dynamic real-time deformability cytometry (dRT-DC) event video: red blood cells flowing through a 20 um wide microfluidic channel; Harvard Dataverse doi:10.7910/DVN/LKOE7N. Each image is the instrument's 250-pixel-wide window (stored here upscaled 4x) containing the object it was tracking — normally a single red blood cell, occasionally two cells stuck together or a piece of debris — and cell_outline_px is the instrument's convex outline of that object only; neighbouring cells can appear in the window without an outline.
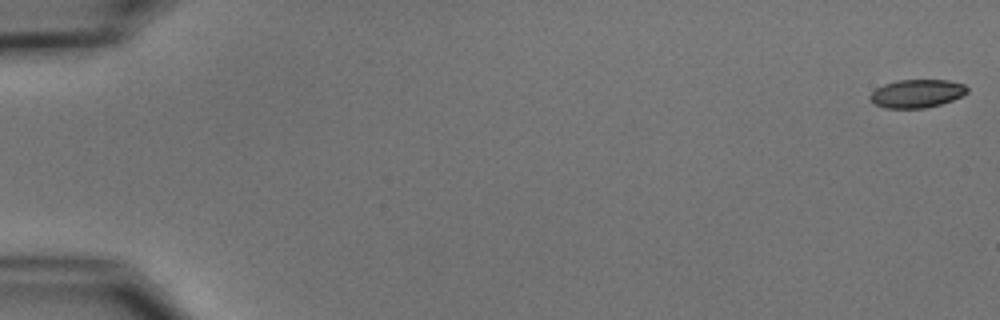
{"species": "common noctule bat (a hibernating species)", "species_latin": "Nyctalus noctula", "temperature_condition": "cold", "stored_images_in_passage": 55, "camera_frame_rate_fps": 3000, "um_per_image_px": 0.085, "animal": {"sex": "male", "body_mass_g": 15.6}, "frame": {"image": 1, "passage_image": 1, "time_ms": 0.0, "image_size_px": [1000, 320], "cell_outline_px": [[968, 92], [952, 100], [940, 104], [924, 108], [884, 108], [876, 104], [868, 96], [876, 88], [884, 84], [896, 80], [948, 80], [964, 84], [968, 88]], "centroid_in_image_um": [77.93, 7.94], "position_along_channel_um": 7.1, "area_um2": 15.9}}
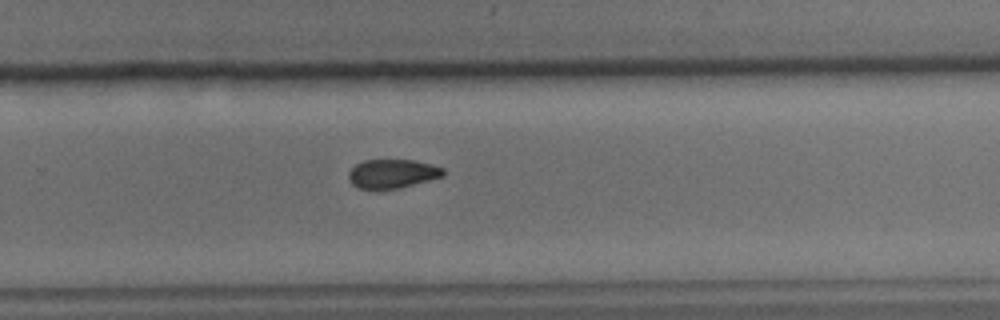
{"frame": {"image": 2, "passage_image": 37, "time_ms": 12.0, "image_size_px": [1000, 320], "cell_outline_px": [[444, 176], [400, 188], [380, 192], [376, 192], [356, 188], [348, 180], [348, 172], [356, 164], [364, 160], [412, 160], [444, 168]], "centroid_in_image_um": [33.27, 14.82], "position_along_channel_um": 296.5, "area_um2": 16.47}}
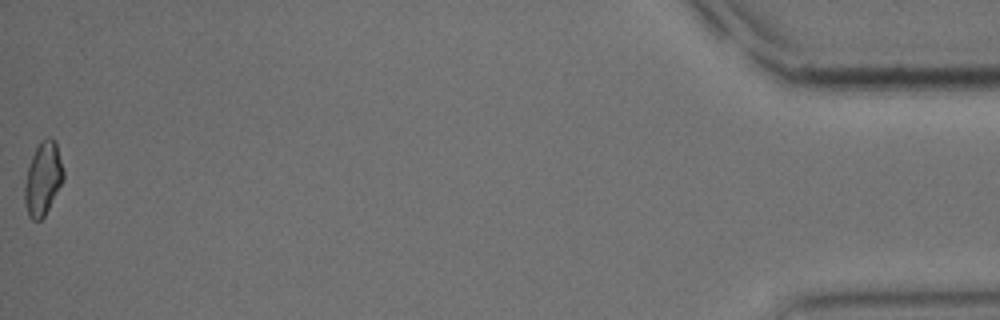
{"frame": {"image": 3, "passage_image": 55, "time_ms": 18.0, "image_size_px": [1000, 320], "cell_outline_px": [[64, 180], [44, 216], [40, 220], [32, 220], [28, 216], [24, 200], [24, 184], [28, 168], [32, 156], [40, 140], [48, 136], [56, 140], [64, 168]], "centroid_in_image_um": [3.67, 15.16], "position_along_channel_um": 431.5, "area_um2": 16.76}, "authors_computed_cell_mechanics": {"area_um2": 16.762, "velocity_mm_per_s": 3.7341, "shape_relaxation_time_tau1_ms": 7.06, "shape_relaxation_time_tau2_ms": null, "deformation_change_tau1": 0.1258, "deformation_change_tau2": null}}